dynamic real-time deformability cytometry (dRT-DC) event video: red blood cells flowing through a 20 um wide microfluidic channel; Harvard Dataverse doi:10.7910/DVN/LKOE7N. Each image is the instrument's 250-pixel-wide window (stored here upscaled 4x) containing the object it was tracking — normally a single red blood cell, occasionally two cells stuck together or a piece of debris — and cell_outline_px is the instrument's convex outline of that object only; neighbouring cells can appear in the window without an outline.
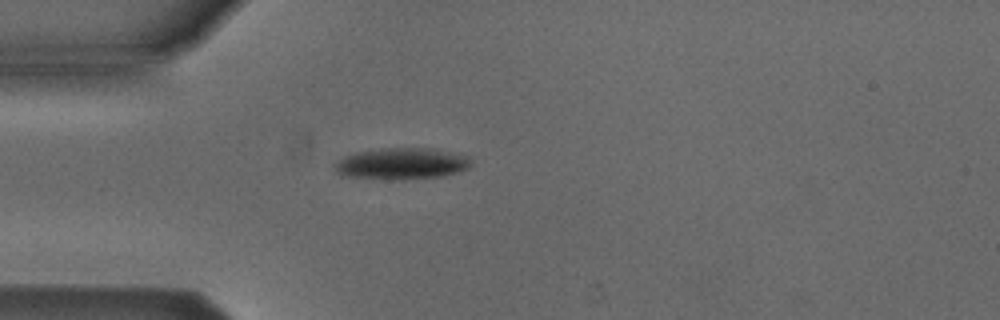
{"species": "Egyptian fruit bat (a non-hibernating species)", "species_latin": "Rousettus aegyptiacus", "temperature_condition": "cold", "stored_images_in_passage": 10, "camera_frame_rate_fps": 3000, "um_per_image_px": 0.085, "animal": {"sex": "male"}, "frame": {"image": 1, "passage_image": 1, "time_ms": 0.0, "image_size_px": [1000, 320], "cell_outline_px": [[468, 168], [460, 172], [444, 176], [348, 176], [336, 172], [332, 164], [336, 160], [344, 156], [356, 152], [384, 148], [432, 148], [464, 156], [468, 160]], "centroid_in_image_um": [34.09, 13.85], "position_along_channel_um": 50.9, "area_um2": 23.41}}
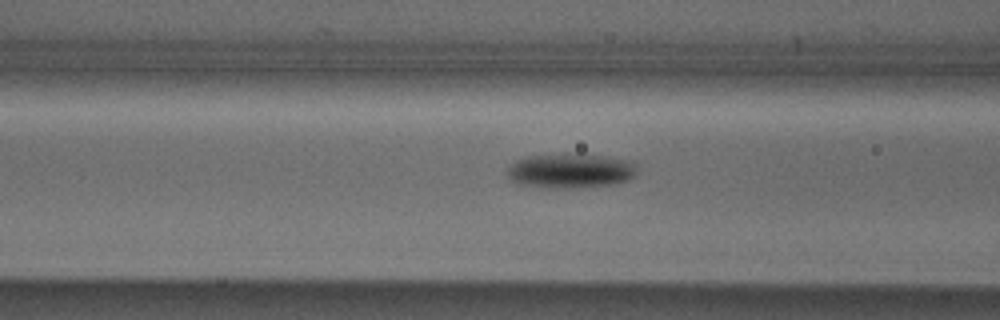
{"frame": {"image": 2, "passage_image": 7, "time_ms": 2.0, "image_size_px": [1000, 320], "cell_outline_px": [[636, 172], [628, 180], [616, 184], [568, 188], [552, 188], [524, 184], [512, 180], [508, 176], [508, 168], [516, 160], [528, 156], [604, 156], [624, 160], [632, 164], [636, 168]], "centroid_in_image_um": [48.49, 14.55], "position_along_channel_um": 118.1, "area_um2": 24.91}}